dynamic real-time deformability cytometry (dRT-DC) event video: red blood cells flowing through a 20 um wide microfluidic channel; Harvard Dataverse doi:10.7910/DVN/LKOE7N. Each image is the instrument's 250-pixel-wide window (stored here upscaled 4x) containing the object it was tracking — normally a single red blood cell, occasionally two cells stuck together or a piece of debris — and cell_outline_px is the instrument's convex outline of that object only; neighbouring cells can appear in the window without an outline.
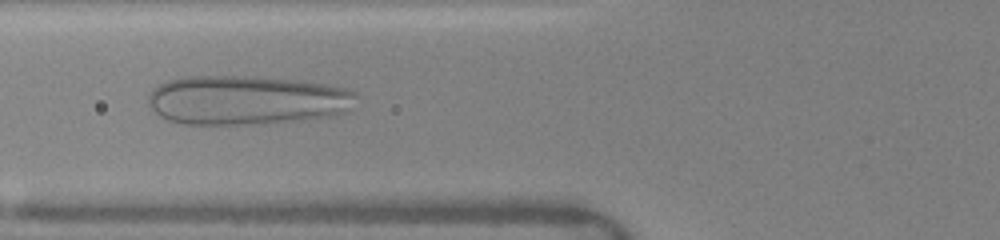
{"species": "human", "species_latin": "Homo sapiens", "temperature_condition": "warm", "stored_images_in_passage": 72, "camera_frame_rate_fps": 3000, "um_per_image_px": 0.085, "donor": {"sex": "female"}, "frame": {"image": 1, "passage_image": 29, "time_ms": 6.0, "image_size_px": [1000, 240], "cell_outline_px": [[356, 96], [344, 112], [332, 116], [264, 124], [180, 124], [168, 120], [160, 116], [152, 108], [148, 100], [148, 92], [152, 88], [168, 80], [188, 76], [248, 76], [292, 80], [324, 84], [344, 88], [356, 92]], "centroid_in_image_um": [20.89, 8.51], "position_along_channel_um": 104.9, "area_um2": 59.48}}
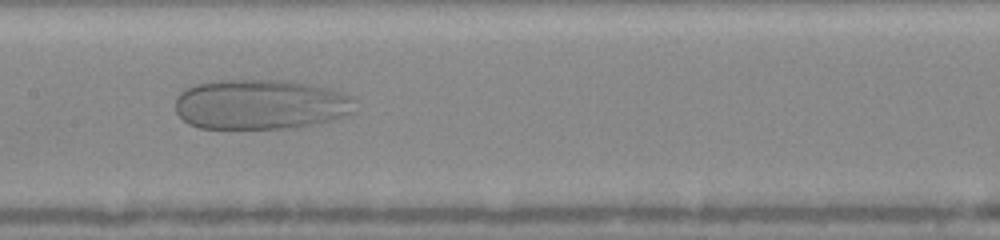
{"frame": {"image": 2, "passage_image": 37, "time_ms": 8.0, "image_size_px": [1000, 240], "cell_outline_px": [[356, 112], [320, 124], [296, 128], [200, 128], [188, 124], [176, 112], [176, 96], [184, 88], [192, 84], [220, 80], [284, 80], [308, 84], [328, 88], [352, 96], [356, 100]], "centroid_in_image_um": [22.17, 8.88], "position_along_channel_um": 185.2, "area_um2": 53.18}}
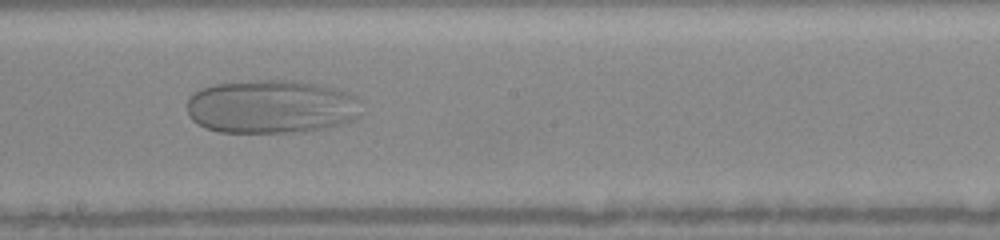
{"frame": {"image": 3, "passage_image": 43, "time_ms": 9.0, "image_size_px": [1000, 240], "cell_outline_px": [[364, 100], [360, 116], [356, 120], [324, 128], [304, 132], [220, 132], [204, 128], [196, 124], [188, 116], [188, 100], [196, 92], [204, 88], [216, 84], [244, 80], [296, 80], [336, 88], [348, 92]], "centroid_in_image_um": [23.14, 9.07], "position_along_channel_um": 225.1, "area_um2": 55.31}}